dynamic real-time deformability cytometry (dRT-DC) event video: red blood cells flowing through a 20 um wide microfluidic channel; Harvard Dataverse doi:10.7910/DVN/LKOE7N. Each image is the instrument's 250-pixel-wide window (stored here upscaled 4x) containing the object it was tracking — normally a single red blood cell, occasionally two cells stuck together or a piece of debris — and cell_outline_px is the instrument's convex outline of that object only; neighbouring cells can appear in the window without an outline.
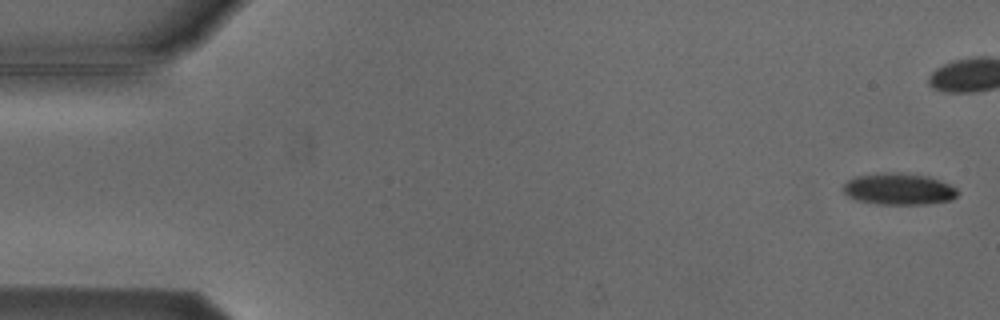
{"species": "Egyptian fruit bat (a non-hibernating species)", "species_latin": "Rousettus aegyptiacus", "temperature_condition": "cold", "stored_images_in_passage": 8, "camera_frame_rate_fps": 3000, "um_per_image_px": 0.085, "animal": {"sex": "male"}, "frame": {"image": 1, "passage_image": 1, "time_ms": 0.0, "image_size_px": [1000, 320], "cell_outline_px": [[960, 192], [952, 200], [928, 204], [880, 204], [856, 200], [848, 196], [844, 192], [844, 184], [848, 180], [856, 176], [876, 172], [896, 172], [928, 176], [940, 180], [956, 188]], "centroid_in_image_um": [76.4, 16.06], "position_along_channel_um": 8.6, "area_um2": 21.21}}
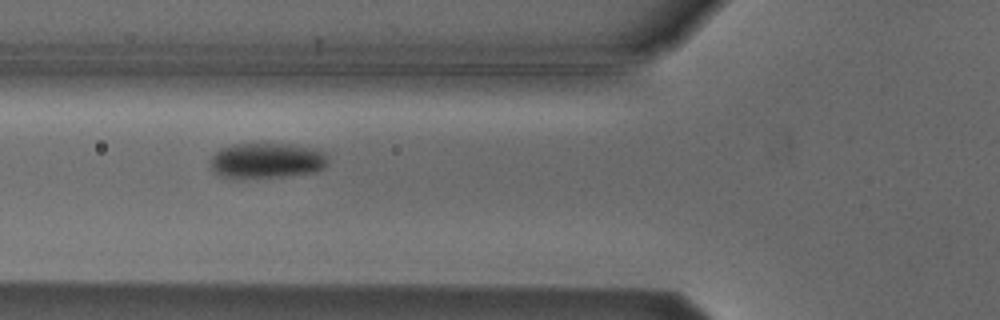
{"frame": {"image": 2, "passage_image": 7, "time_ms": 7.333, "image_size_px": [1000, 320], "cell_outline_px": [[328, 164], [324, 168], [316, 172], [284, 176], [240, 180], [220, 176], [212, 168], [212, 156], [220, 148], [232, 144], [292, 144], [312, 148], [324, 152], [328, 156]], "centroid_in_image_um": [22.69, 13.67], "position_along_channel_um": 103.1, "area_um2": 24.68}}
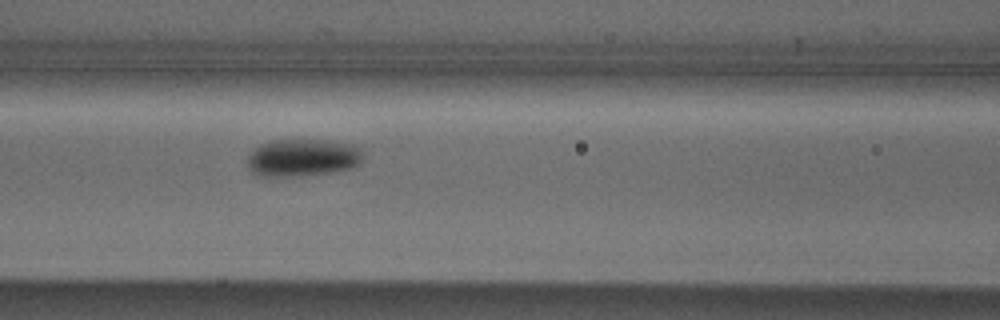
{"frame": {"image": 3, "passage_image": 8, "time_ms": 8.333, "image_size_px": [1000, 320], "cell_outline_px": [[360, 164], [352, 168], [332, 172], [292, 176], [256, 176], [248, 168], [248, 156], [260, 144], [268, 140], [328, 140], [352, 144], [360, 148]], "centroid_in_image_um": [25.69, 13.4], "position_along_channel_um": 140.9, "area_um2": 25.2}}